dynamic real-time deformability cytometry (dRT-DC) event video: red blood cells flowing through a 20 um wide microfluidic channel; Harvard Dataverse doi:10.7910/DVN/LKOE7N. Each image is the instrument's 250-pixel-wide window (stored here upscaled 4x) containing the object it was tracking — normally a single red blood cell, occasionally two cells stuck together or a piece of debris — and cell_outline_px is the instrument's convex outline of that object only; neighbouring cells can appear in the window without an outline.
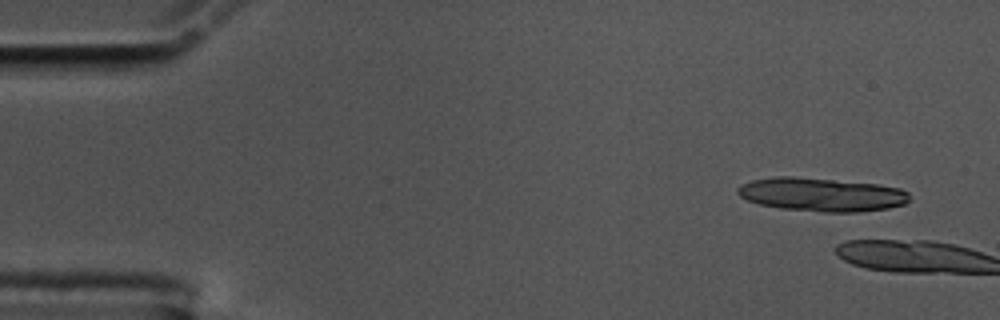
{"species": "common noctule bat (a hibernating species)", "species_latin": "Nyctalus noctula", "temperature_condition": "cold", "stored_images_in_passage": 3, "camera_frame_rate_fps": 3000, "um_per_image_px": 0.085, "animal": {"sex": "male", "body_mass_g": 17.5, "forearm_length_mm": 52.3}, "frame": {"image": 1, "passage_image": 1, "time_ms": 0.0, "image_size_px": [1000, 320], "cell_outline_px": [[908, 200], [904, 204], [888, 208], [856, 212], [824, 212], [780, 208], [760, 204], [748, 200], [740, 196], [736, 192], [736, 188], [752, 180], [776, 176], [796, 176], [876, 184], [900, 188], [908, 192]], "centroid_in_image_um": [69.81, 16.53], "position_along_channel_um": 15.2, "area_um2": 33.47}}